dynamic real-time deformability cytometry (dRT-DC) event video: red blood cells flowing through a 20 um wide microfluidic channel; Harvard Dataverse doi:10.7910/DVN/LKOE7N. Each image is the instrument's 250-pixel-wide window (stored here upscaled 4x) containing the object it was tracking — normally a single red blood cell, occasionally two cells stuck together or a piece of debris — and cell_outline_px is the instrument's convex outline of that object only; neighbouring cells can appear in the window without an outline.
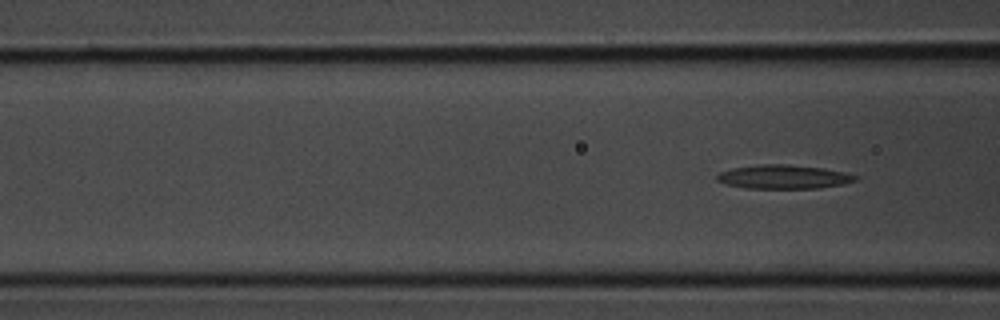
{"species": "common noctule bat (a hibernating species)", "species_latin": "Nyctalus noctula", "temperature_condition": "room temperature", "stored_images_in_passage": 4, "camera_frame_rate_fps": 3000, "um_per_image_px": 0.085, "animal": {"sex": "male", "body_mass_g": 20.1, "forearm_length_mm": 53.5}, "frame": {"image": 1, "passage_image": 4, "time_ms": 1.0, "image_size_px": [1000, 320], "cell_outline_px": [[856, 180], [844, 184], [820, 188], [744, 188], [724, 184], [716, 180], [716, 176], [720, 172], [732, 168], [760, 164], [784, 164], [824, 168], [844, 172], [856, 176]], "centroid_in_image_um": [66.57, 15.03], "position_along_channel_um": 100.0, "area_um2": 19.25}}